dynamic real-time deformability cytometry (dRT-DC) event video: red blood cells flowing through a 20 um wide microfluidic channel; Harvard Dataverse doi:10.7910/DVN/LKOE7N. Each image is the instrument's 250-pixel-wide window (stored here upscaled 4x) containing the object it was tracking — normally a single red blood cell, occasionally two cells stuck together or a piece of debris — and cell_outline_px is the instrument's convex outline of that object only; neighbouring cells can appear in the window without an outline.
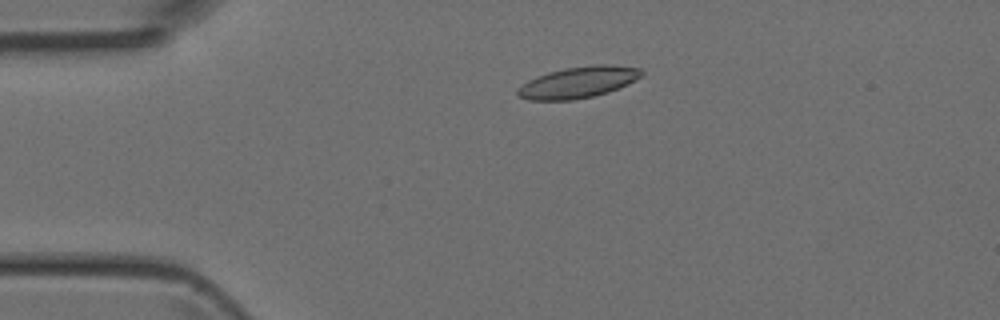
{"species": "Egyptian fruit bat (a non-hibernating species)", "species_latin": "Rousettus aegyptiacus", "temperature_condition": "room temperature", "stored_images_in_passage": 5, "camera_frame_rate_fps": 3000, "um_per_image_px": 0.085, "animal": {"sex": "female"}, "frame": {"image": 1, "passage_image": 2, "time_ms": 0.333, "image_size_px": [1000, 320], "cell_outline_px": [[644, 76], [628, 84], [608, 92], [592, 96], [572, 100], [528, 100], [520, 96], [516, 92], [516, 88], [528, 80], [536, 76], [548, 72], [564, 68], [592, 64], [612, 64], [640, 68], [644, 72]], "centroid_in_image_um": [49.17, 6.98], "position_along_channel_um": 35.8, "area_um2": 22.89}}
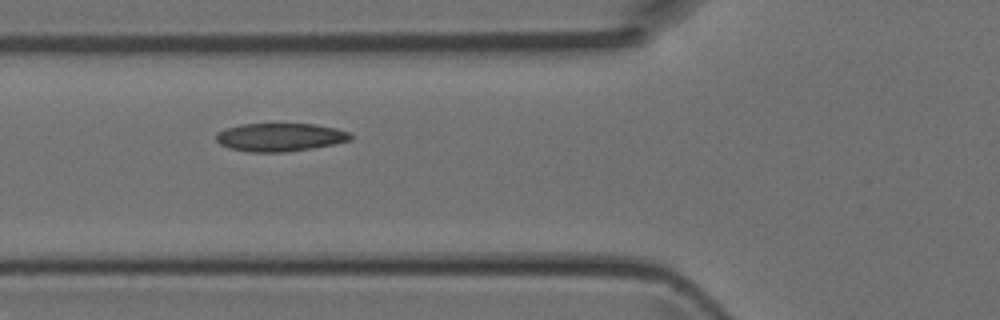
{"frame": {"image": 2, "passage_image": 4, "time_ms": 1.0, "image_size_px": [1000, 320], "cell_outline_px": [[352, 140], [312, 148], [284, 152], [248, 152], [228, 148], [220, 144], [216, 140], [216, 132], [240, 124], [316, 124], [336, 128], [348, 132], [352, 136]], "centroid_in_image_um": [23.78, 11.66], "position_along_channel_um": 102.0, "area_um2": 22.08}}
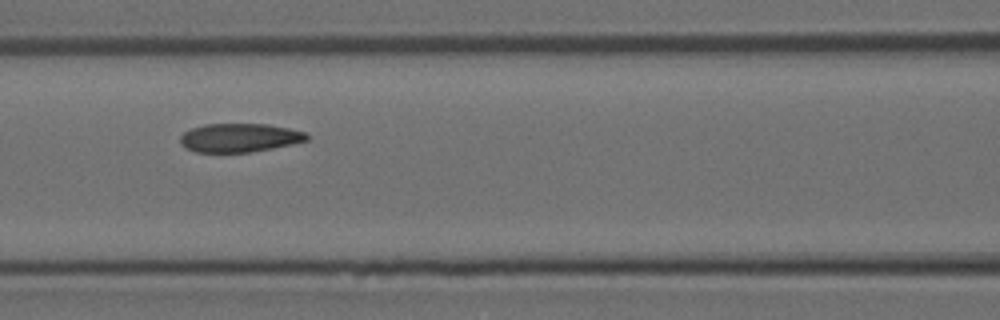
{"frame": {"image": 3, "passage_image": 5, "time_ms": 1.333, "image_size_px": [1000, 320], "cell_outline_px": [[308, 140], [272, 148], [252, 152], [196, 152], [184, 148], [180, 144], [180, 136], [184, 132], [192, 128], [204, 124], [268, 124], [308, 132]], "centroid_in_image_um": [20.34, 11.71], "position_along_channel_um": 146.3, "area_um2": 21.21}}